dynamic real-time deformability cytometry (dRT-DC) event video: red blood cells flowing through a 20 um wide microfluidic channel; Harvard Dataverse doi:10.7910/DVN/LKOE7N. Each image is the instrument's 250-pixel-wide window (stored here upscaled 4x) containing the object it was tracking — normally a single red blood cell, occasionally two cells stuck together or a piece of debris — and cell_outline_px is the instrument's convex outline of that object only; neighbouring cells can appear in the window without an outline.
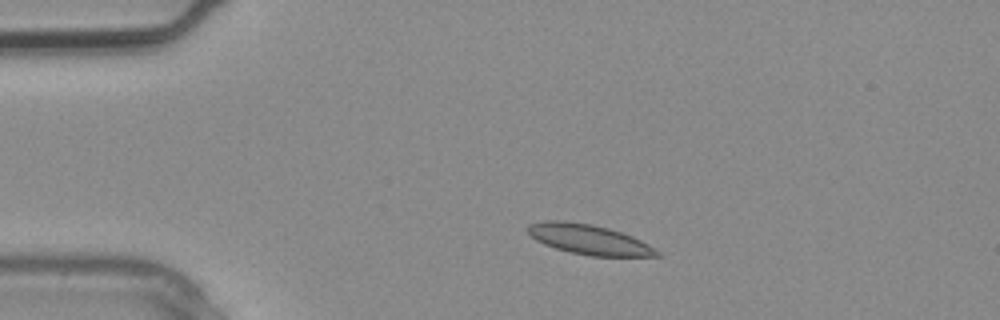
{"species": "common noctule bat (a hibernating species)", "species_latin": "Nyctalus noctula", "temperature_condition": "warm", "stored_images_in_passage": 3, "camera_frame_rate_fps": 3000, "um_per_image_px": 0.085, "animal": {"sex": "male", "body_mass_g": 20.4}, "frame": {"image": 1, "passage_image": 2, "time_ms": 0.333, "image_size_px": [1000, 320], "cell_outline_px": [[664, 256], [592, 256], [572, 252], [556, 248], [544, 244], [536, 240], [528, 232], [528, 224], [544, 220], [564, 220], [592, 224], [608, 228], [632, 236], [656, 248]], "centroid_in_image_um": [50.08, 20.34], "position_along_channel_um": 34.9, "area_um2": 22.48}}